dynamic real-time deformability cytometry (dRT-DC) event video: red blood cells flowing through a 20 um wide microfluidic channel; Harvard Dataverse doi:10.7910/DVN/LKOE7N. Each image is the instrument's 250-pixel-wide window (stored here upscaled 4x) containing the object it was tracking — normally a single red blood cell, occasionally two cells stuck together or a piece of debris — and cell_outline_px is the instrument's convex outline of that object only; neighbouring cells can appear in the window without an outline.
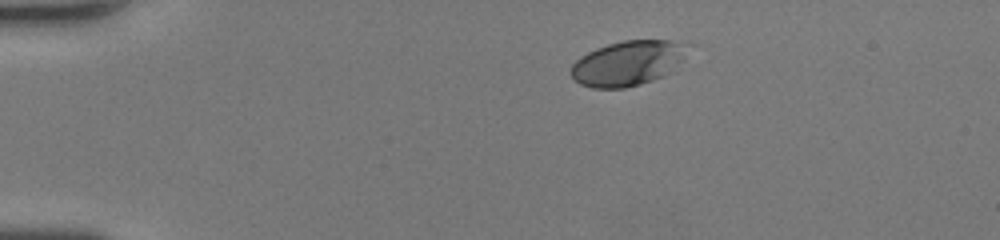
{"species": "human", "species_latin": "Homo sapiens", "temperature_condition": "room temperature", "stored_images_in_passage": 40, "camera_frame_rate_fps": 3000, "um_per_image_px": 0.085, "donor": {"sex": "female"}, "frame": {"image": 1, "passage_image": 1, "time_ms": 0.0, "image_size_px": [1000, 240], "cell_outline_px": [[684, 56], [680, 60], [660, 76], [652, 80], [640, 84], [624, 88], [592, 88], [580, 84], [572, 76], [572, 64], [580, 56], [596, 48], [608, 44], [624, 40], [668, 40], [676, 44]], "centroid_in_image_um": [53.18, 5.39], "position_along_channel_um": 31.8, "area_um2": 29.13}}
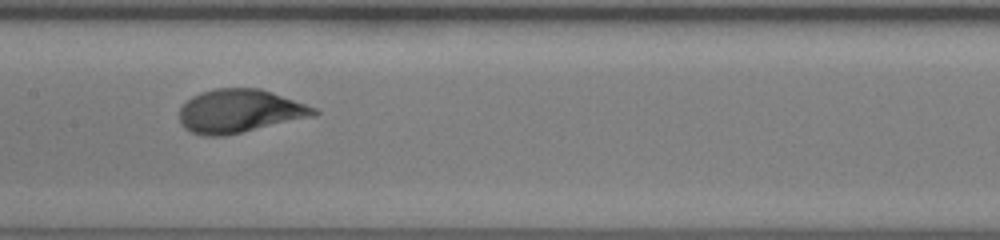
{"frame": {"image": 2, "passage_image": 17, "time_ms": 5.333, "image_size_px": [1000, 240], "cell_outline_px": [[320, 112], [312, 116], [224, 136], [204, 136], [192, 132], [184, 128], [180, 124], [180, 108], [192, 96], [200, 92], [216, 88], [260, 88], [316, 108]], "centroid_in_image_um": [20.32, 9.44], "position_along_channel_um": 187.1, "area_um2": 33.64}}
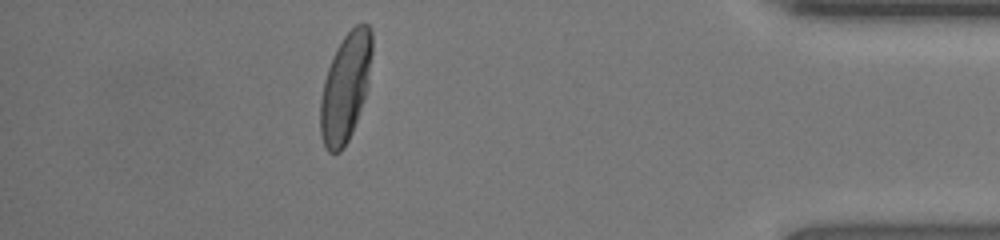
{"frame": {"image": 3, "passage_image": 35, "time_ms": 11.333, "image_size_px": [1000, 240], "cell_outline_px": [[372, 52], [368, 84], [352, 132], [348, 140], [340, 152], [328, 152], [324, 144], [320, 132], [320, 100], [324, 80], [328, 68], [336, 48], [344, 36], [356, 24], [368, 24], [372, 32]], "centroid_in_image_um": [29.36, 7.4], "position_along_channel_um": 405.8, "area_um2": 32.25}, "authors_computed_cell_mechanics": {"area_um2": 32.9171, "velocity_mm_per_s": 4.3218, "shape_relaxation_time_tau1_ms": 2.8787, "shape_relaxation_time_tau2_ms": null, "deformation_change_tau1": 0.168, "deformation_change_tau2": null}}